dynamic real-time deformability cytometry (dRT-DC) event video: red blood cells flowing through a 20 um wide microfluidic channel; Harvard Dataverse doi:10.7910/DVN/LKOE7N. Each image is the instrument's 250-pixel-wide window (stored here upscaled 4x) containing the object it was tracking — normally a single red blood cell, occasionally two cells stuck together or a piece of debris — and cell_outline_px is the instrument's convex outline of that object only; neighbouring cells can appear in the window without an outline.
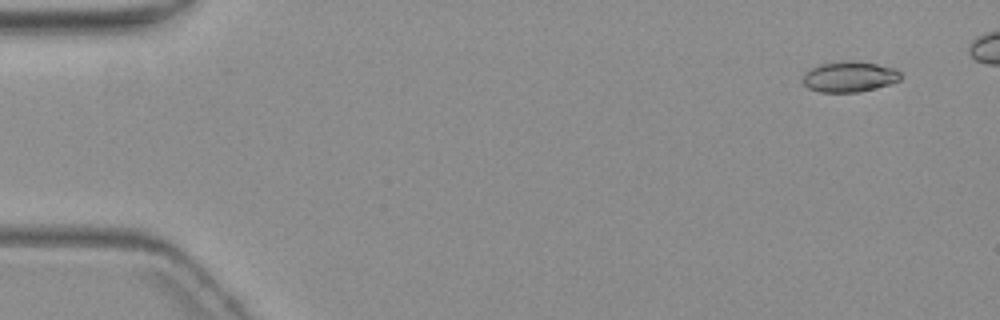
{"species": "common noctule bat (a hibernating species)", "species_latin": "Nyctalus noctula", "temperature_condition": "warm", "stored_images_in_passage": 6, "camera_frame_rate_fps": 3000, "um_per_image_px": 0.085, "animal": {"sex": "female", "body_mass_g": 19.3, "forearm_length_mm": 54.1}, "frame": {"image": 1, "passage_image": 1, "time_ms": 0.0, "image_size_px": [1000, 320], "cell_outline_px": [[900, 80], [888, 84], [856, 92], [820, 92], [808, 88], [800, 80], [804, 72], [820, 64], [876, 64], [896, 68], [900, 72]], "centroid_in_image_um": [72.15, 6.57], "position_along_channel_um": 12.9, "area_um2": 16.53}}